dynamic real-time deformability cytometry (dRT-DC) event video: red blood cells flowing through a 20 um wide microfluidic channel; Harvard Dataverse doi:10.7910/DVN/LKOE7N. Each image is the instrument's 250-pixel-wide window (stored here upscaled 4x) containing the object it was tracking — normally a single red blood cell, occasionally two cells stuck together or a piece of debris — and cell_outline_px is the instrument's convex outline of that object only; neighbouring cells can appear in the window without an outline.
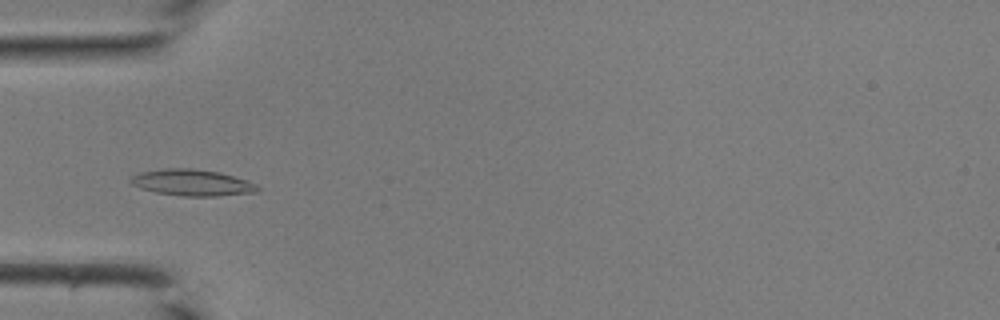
{"species": "common noctule bat (a hibernating species)", "species_latin": "Nyctalus noctula", "temperature_condition": "room temperature", "stored_images_in_passage": 38, "camera_frame_rate_fps": 3000, "um_per_image_px": 0.085, "animal": {"sex": "male", "body_mass_g": 19.0, "forearm_length_mm": 50.8}, "frame": {"image": 1, "passage_image": 10, "time_ms": 3.0, "image_size_px": [1000, 320], "cell_outline_px": [[260, 188], [256, 192], [216, 196], [180, 196], [156, 192], [140, 188], [132, 184], [128, 180], [132, 176], [140, 172], [164, 168], [192, 168], [220, 172], [248, 180], [256, 184]], "centroid_in_image_um": [16.33, 15.52], "position_along_channel_um": 68.7, "area_um2": 19.59}}
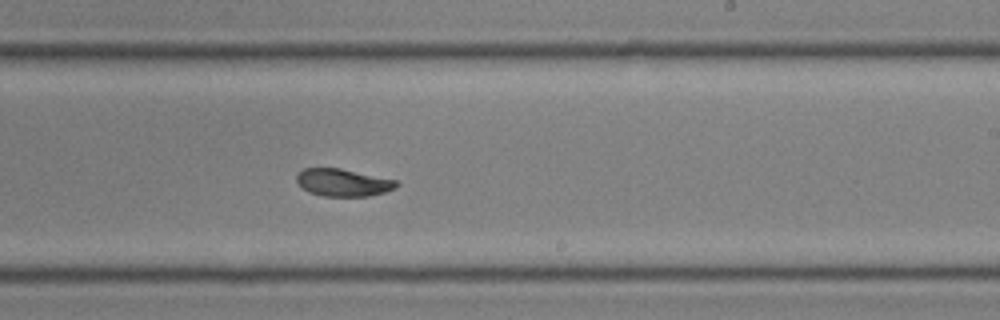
{"frame": {"image": 2, "passage_image": 22, "time_ms": 7.0, "image_size_px": [1000, 320], "cell_outline_px": [[400, 184], [396, 188], [384, 192], [368, 196], [324, 196], [308, 192], [296, 180], [296, 172], [304, 168], [340, 168], [396, 180]], "centroid_in_image_um": [29.15, 15.51], "position_along_channel_um": 259.8, "area_um2": 15.95}}
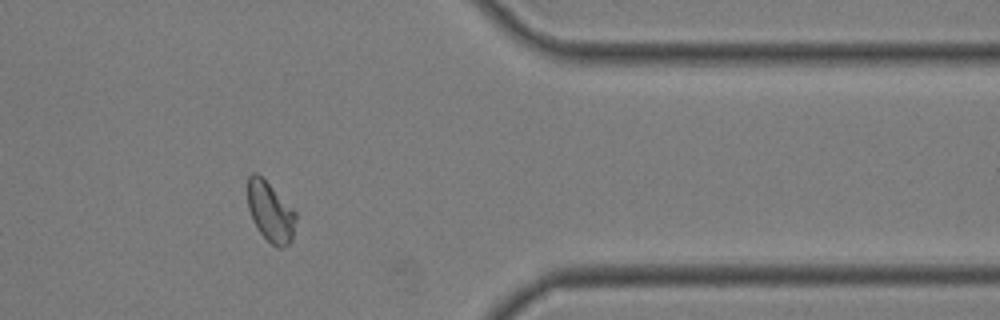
{"frame": {"image": 3, "passage_image": 31, "time_ms": 10.0, "image_size_px": [1000, 320], "cell_outline_px": [[296, 220], [292, 240], [284, 248], [276, 248], [256, 228], [252, 220], [248, 208], [248, 176], [252, 172], [256, 172], [296, 212]], "centroid_in_image_um": [22.98, 18.05], "position_along_channel_um": 388.4, "area_um2": 16.65}}